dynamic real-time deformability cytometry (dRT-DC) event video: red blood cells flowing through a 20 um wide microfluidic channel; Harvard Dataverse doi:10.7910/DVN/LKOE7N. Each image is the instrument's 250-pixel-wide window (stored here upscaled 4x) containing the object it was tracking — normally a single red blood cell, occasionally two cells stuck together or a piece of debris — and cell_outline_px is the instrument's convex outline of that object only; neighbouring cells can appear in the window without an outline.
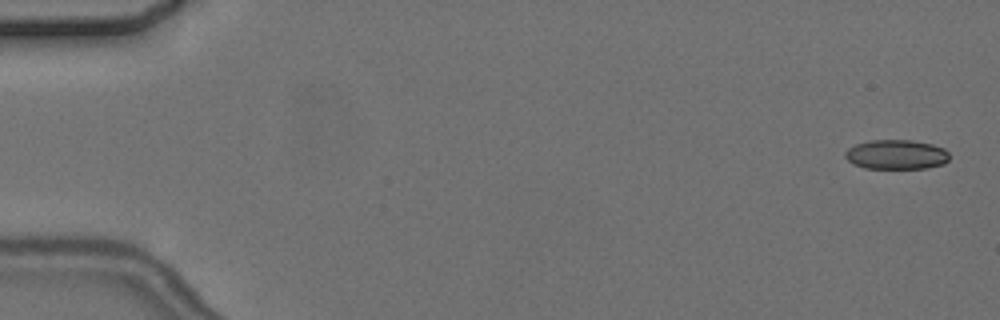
{"species": "common noctule bat (a hibernating species)", "species_latin": "Nyctalus noctula", "temperature_condition": "cold", "stored_images_in_passage": 4, "camera_frame_rate_fps": 3000, "um_per_image_px": 0.085, "animal": {"sex": "female", "body_mass_g": 24.6, "forearm_length_mm": 56.2}, "frame": {"image": 1, "passage_image": 1, "time_ms": 0.0, "image_size_px": [1000, 320], "cell_outline_px": [[948, 160], [944, 164], [924, 168], [864, 168], [852, 164], [844, 156], [844, 152], [848, 148], [856, 144], [872, 140], [912, 140], [932, 144], [944, 148], [948, 152]], "centroid_in_image_um": [76.17, 13.13], "position_along_channel_um": 8.8, "area_um2": 17.98}}